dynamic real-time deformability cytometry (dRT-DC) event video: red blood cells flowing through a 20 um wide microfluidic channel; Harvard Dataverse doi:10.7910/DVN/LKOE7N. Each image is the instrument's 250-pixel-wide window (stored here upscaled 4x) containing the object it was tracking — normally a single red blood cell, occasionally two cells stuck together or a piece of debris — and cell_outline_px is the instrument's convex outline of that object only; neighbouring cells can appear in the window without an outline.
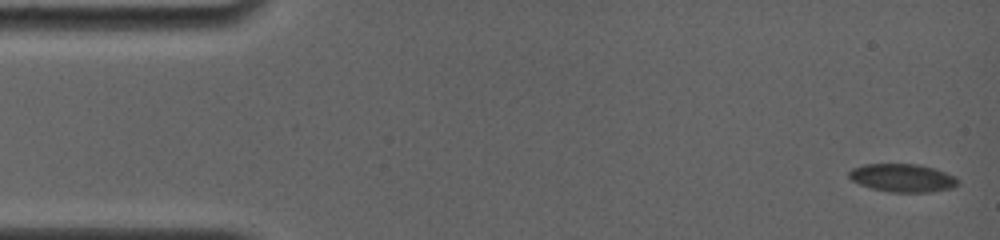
{"species": "common noctule bat (a hibernating species)", "species_latin": "Nyctalus noctula", "temperature_condition": "room temperature", "stored_images_in_passage": 33, "camera_frame_rate_fps": 4000, "um_per_image_px": 0.085, "animal": {"sex": "female", "body_mass_g": 19.0, "forearm_length_mm": 56.7}, "frame": {"image": 1, "passage_image": 1, "time_ms": 0.0, "image_size_px": [1000, 240], "cell_outline_px": [[960, 184], [952, 188], [932, 192], [888, 192], [872, 188], [860, 184], [852, 180], [848, 176], [848, 172], [852, 168], [864, 164], [920, 164], [956, 176], [960, 180]], "centroid_in_image_um": [76.74, 15.12], "position_along_channel_um": 8.3, "area_um2": 17.98}}
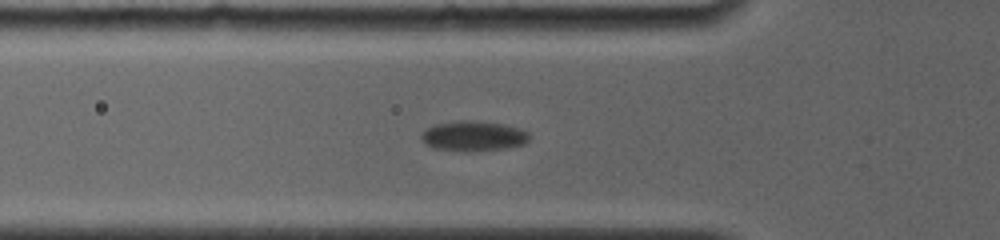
{"frame": {"image": 2, "passage_image": 19, "time_ms": 5.75, "image_size_px": [1000, 240], "cell_outline_px": [[528, 140], [524, 144], [508, 148], [468, 152], [432, 148], [424, 144], [420, 140], [420, 132], [436, 124], [460, 120], [476, 120], [500, 124], [520, 128], [528, 132]], "centroid_in_image_um": [40.19, 11.57], "position_along_channel_um": 85.6, "area_um2": 19.19}}
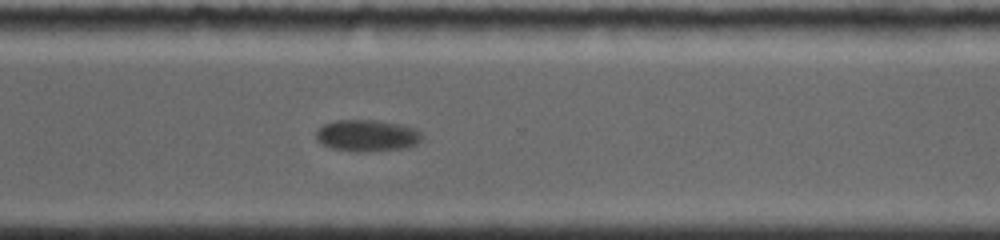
{"frame": {"image": 3, "passage_image": 33, "time_ms": 13.0, "image_size_px": [1000, 240], "cell_outline_px": [[424, 136], [416, 144], [408, 148], [332, 148], [316, 140], [316, 132], [324, 124], [336, 120], [376, 120], [396, 124], [412, 128], [420, 132]], "centroid_in_image_um": [31.2, 11.46], "position_along_channel_um": 339.4, "area_um2": 18.21}}